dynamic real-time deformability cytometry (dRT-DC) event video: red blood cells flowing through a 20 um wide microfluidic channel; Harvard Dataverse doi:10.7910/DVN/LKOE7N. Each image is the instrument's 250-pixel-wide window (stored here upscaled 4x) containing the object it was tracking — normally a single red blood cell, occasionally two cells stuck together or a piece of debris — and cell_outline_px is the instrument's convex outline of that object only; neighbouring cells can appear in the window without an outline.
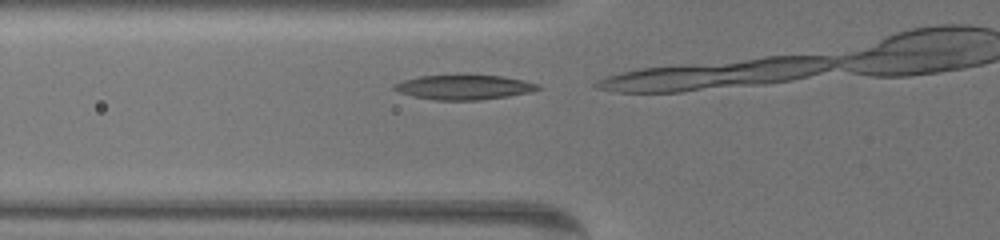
{"species": "common noctule bat (a hibernating species)", "species_latin": "Nyctalus noctula", "temperature_condition": "warm", "stored_images_in_passage": 7, "camera_frame_rate_fps": 3000, "um_per_image_px": 0.085, "animal": {"sex": "female", "body_mass_g": 19.5, "forearm_length_mm": 54.1}, "frame": {"image": 1, "passage_image": 4, "time_ms": 1.0, "image_size_px": [1000, 240], "cell_outline_px": [[540, 88], [528, 92], [508, 96], [480, 100], [436, 100], [412, 96], [400, 92], [392, 88], [392, 84], [404, 80], [420, 76], [460, 72], [504, 76], [524, 80], [536, 84]], "centroid_in_image_um": [39.39, 7.36], "position_along_channel_um": 86.4, "area_um2": 21.44}}